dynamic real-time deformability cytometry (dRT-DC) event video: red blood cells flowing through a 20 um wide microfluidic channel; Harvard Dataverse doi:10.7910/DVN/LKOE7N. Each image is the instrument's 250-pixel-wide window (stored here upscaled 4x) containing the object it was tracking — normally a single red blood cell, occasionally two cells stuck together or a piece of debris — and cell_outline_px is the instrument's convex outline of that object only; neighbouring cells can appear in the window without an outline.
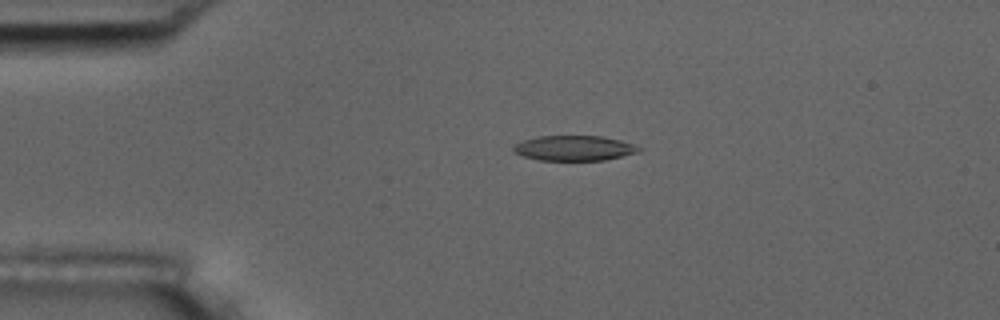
{"species": "common noctule bat (a hibernating species)", "species_latin": "Nyctalus noctula", "temperature_condition": "room temperature", "stored_images_in_passage": 55, "camera_frame_rate_fps": 3000, "um_per_image_px": 0.085, "animal": {"sex": "male", "body_mass_g": 17.5, "forearm_length_mm": 52.3}, "frame": {"image": 1, "passage_image": 12, "time_ms": 3.667, "image_size_px": [1000, 320], "cell_outline_px": [[644, 148], [640, 152], [604, 160], [540, 160], [524, 156], [516, 152], [512, 148], [516, 144], [524, 140], [536, 136], [604, 136], [636, 144]], "centroid_in_image_um": [48.89, 12.58], "position_along_channel_um": 36.1, "area_um2": 18.38}}
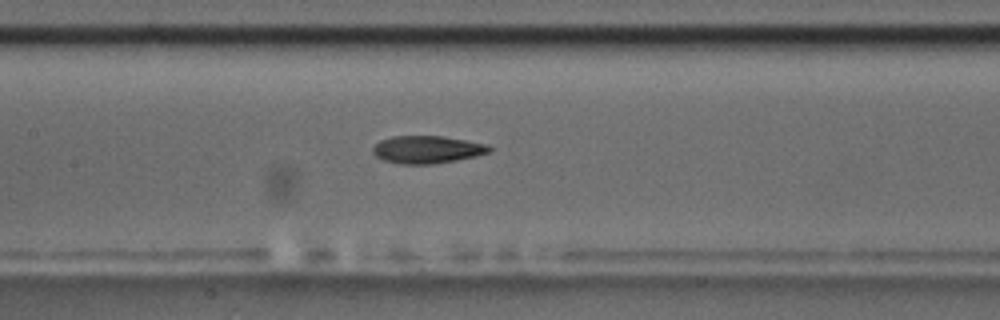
{"frame": {"image": 2, "passage_image": 26, "time_ms": 8.333, "image_size_px": [1000, 320], "cell_outline_px": [[492, 152], [476, 156], [456, 160], [432, 164], [400, 164], [384, 160], [376, 156], [372, 152], [372, 148], [380, 140], [392, 136], [444, 136], [488, 144], [492, 148]], "centroid_in_image_um": [36.33, 12.71], "position_along_channel_um": 171.1, "area_um2": 18.84}}
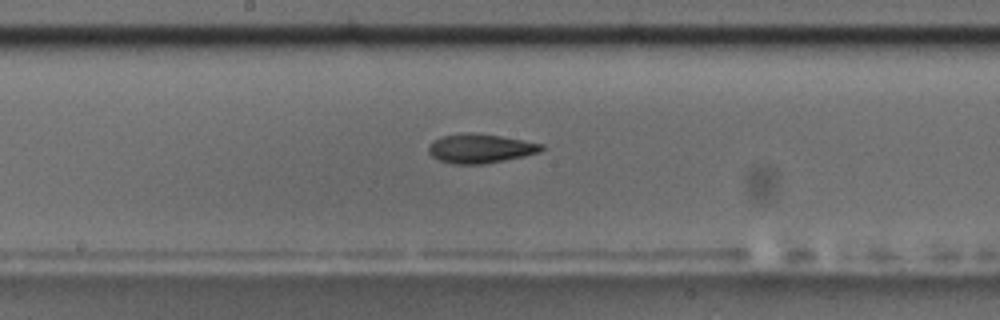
{"frame": {"image": 3, "passage_image": 29, "time_ms": 9.333, "image_size_px": [1000, 320], "cell_outline_px": [[544, 148], [540, 152], [524, 156], [484, 164], [452, 164], [440, 160], [432, 156], [428, 152], [428, 144], [440, 136], [464, 132], [472, 132], [500, 136], [544, 144]], "centroid_in_image_um": [40.8, 12.61], "position_along_channel_um": 207.4, "area_um2": 19.31}, "authors_computed_cell_mechanics": {"area_um2": 19.074, "velocity_mm_per_s": 3.653, "shape_relaxation_time_tau1_ms": 7.6752, "shape_relaxation_time_tau2_ms": 4.8713, "deformation_change_tau1": 0.2206, "deformation_change_tau2": 0.1408}}